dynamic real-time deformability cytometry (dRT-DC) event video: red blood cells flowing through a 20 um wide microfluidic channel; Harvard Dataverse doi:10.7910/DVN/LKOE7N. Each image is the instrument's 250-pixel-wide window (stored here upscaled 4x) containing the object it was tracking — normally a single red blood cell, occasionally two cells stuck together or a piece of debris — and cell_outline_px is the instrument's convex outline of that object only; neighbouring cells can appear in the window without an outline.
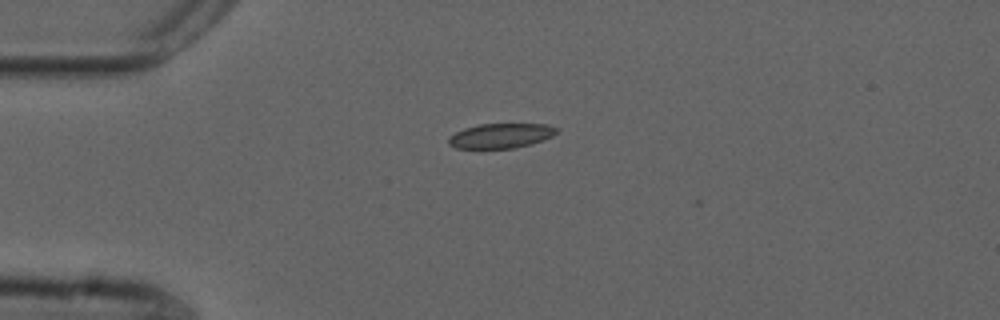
{"species": "common noctule bat (a hibernating species)", "species_latin": "Nyctalus noctula", "temperature_condition": "cold", "stored_images_in_passage": 43, "camera_frame_rate_fps": 3000, "um_per_image_px": 0.085, "animal": {"sex": "male", "forearm_length_mm": 52.5}, "frame": {"image": 1, "passage_image": 1, "time_ms": 0.0, "image_size_px": [1000, 320], "cell_outline_px": [[556, 132], [552, 136], [544, 140], [532, 144], [516, 148], [456, 148], [448, 144], [448, 136], [464, 128], [480, 124], [548, 124], [556, 128]], "centroid_in_image_um": [42.55, 11.54], "position_along_channel_um": 42.4, "area_um2": 15.61}}
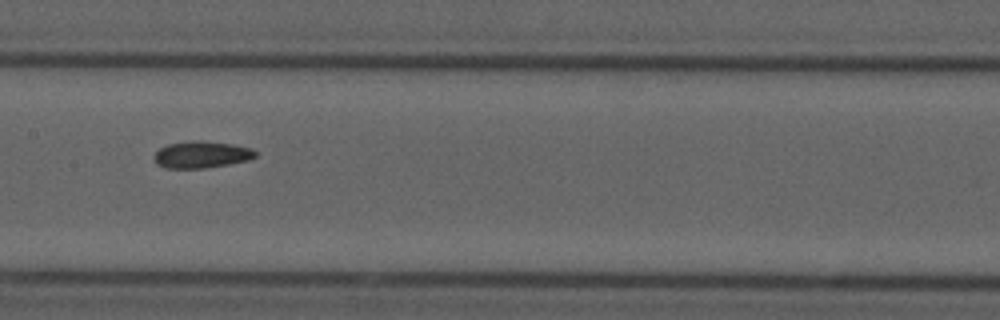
{"frame": {"image": 2, "passage_image": 15, "time_ms": 4.667, "image_size_px": [1000, 320], "cell_outline_px": [[256, 156], [248, 160], [228, 164], [204, 168], [164, 168], [156, 164], [152, 156], [160, 148], [168, 144], [192, 140], [200, 140], [232, 144], [252, 148], [256, 152]], "centroid_in_image_um": [17.09, 13.14], "position_along_channel_um": 190.3, "area_um2": 15.9}}
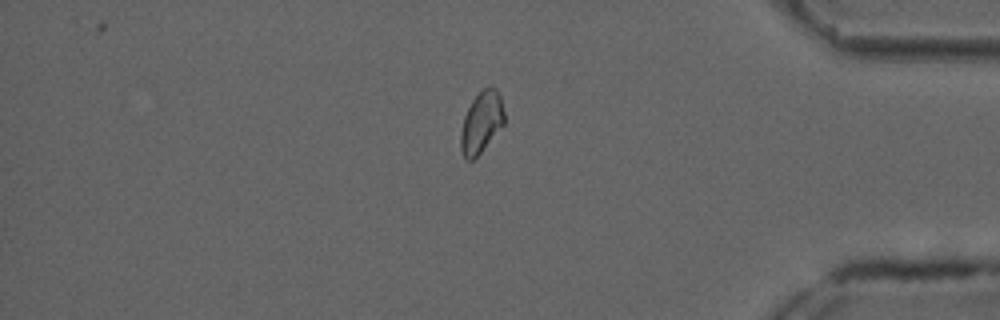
{"frame": {"image": 3, "passage_image": 34, "time_ms": 11.0, "image_size_px": [1000, 320], "cell_outline_px": [[504, 124], [480, 152], [472, 160], [464, 160], [460, 148], [460, 132], [464, 116], [472, 100], [484, 88], [496, 88], [500, 96], [504, 112]], "centroid_in_image_um": [40.89, 10.42], "position_along_channel_um": 394.3, "area_um2": 15.37}, "authors_computed_cell_mechanics": {"area_um2": 15.7216, "velocity_mm_per_s": 3.6812, "shape_relaxation_time_tau1_ms": null, "shape_relaxation_time_tau2_ms": 5.8544, "deformation_change_tau1": null, "deformation_change_tau2": 0.1002}}